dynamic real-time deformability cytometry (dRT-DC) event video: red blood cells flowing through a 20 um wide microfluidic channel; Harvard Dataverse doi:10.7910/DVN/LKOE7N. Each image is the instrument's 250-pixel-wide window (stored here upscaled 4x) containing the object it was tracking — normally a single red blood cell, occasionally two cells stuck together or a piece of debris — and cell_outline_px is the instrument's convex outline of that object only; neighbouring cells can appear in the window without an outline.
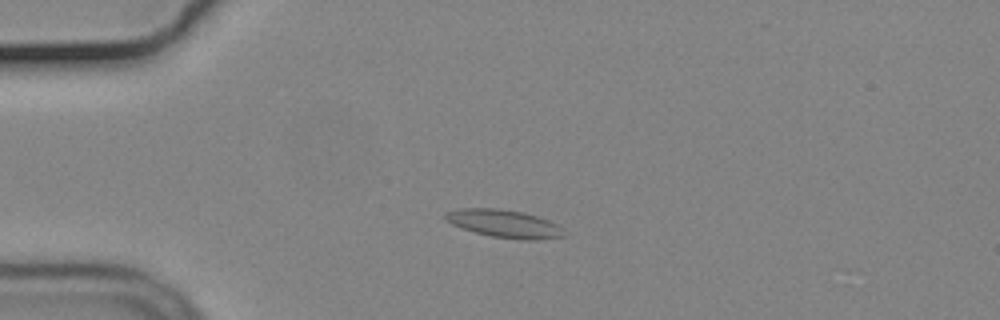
{"species": "common noctule bat (a hibernating species)", "species_latin": "Nyctalus noctula", "temperature_condition": "cold", "stored_images_in_passage": 55, "camera_frame_rate_fps": 3000, "um_per_image_px": 0.085, "animal": {"sex": "male", "body_mass_g": 19.2, "forearm_length_mm": 51.8}, "frame": {"image": 1, "passage_image": 13, "time_ms": 4.0, "image_size_px": [1000, 320], "cell_outline_px": [[564, 236], [536, 240], [524, 240], [492, 236], [476, 232], [452, 224], [444, 220], [444, 212], [460, 208], [496, 208], [520, 212], [536, 216], [548, 220], [564, 228]], "centroid_in_image_um": [42.84, 19.0], "position_along_channel_um": 42.2, "area_um2": 19.07}}
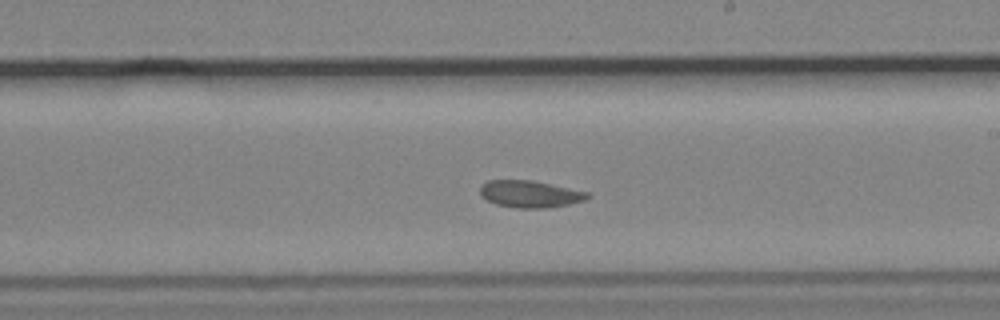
{"frame": {"image": 2, "passage_image": 32, "time_ms": 10.333, "image_size_px": [1000, 320], "cell_outline_px": [[592, 196], [584, 200], [568, 204], [544, 208], [516, 208], [496, 204], [480, 196], [480, 188], [488, 180], [532, 180], [588, 192]], "centroid_in_image_um": [45.04, 16.49], "position_along_channel_um": 244.0, "area_um2": 16.76}}
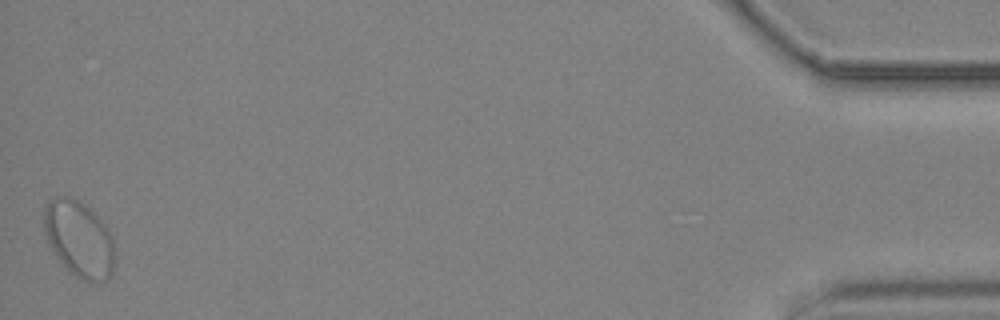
{"frame": {"image": 3, "passage_image": 55, "time_ms": 18.0, "image_size_px": [1000, 320], "cell_outline_px": [[116, 264], [108, 280], [84, 280], [76, 276], [56, 256], [44, 232], [44, 208], [56, 196], [68, 196], [80, 200], [104, 224], [112, 236], [116, 256]], "centroid_in_image_um": [6.76, 20.3], "position_along_channel_um": 428.4, "area_um2": 31.1}, "authors_computed_cell_mechanics": {"area_um2": 17.918, "velocity_mm_per_s": 3.6403, "shape_relaxation_time_tau1_ms": 9.648, "shape_relaxation_time_tau2_ms": 4.3374, "deformation_change_tau1": 0.1372, "deformation_change_tau2": 0.092}}